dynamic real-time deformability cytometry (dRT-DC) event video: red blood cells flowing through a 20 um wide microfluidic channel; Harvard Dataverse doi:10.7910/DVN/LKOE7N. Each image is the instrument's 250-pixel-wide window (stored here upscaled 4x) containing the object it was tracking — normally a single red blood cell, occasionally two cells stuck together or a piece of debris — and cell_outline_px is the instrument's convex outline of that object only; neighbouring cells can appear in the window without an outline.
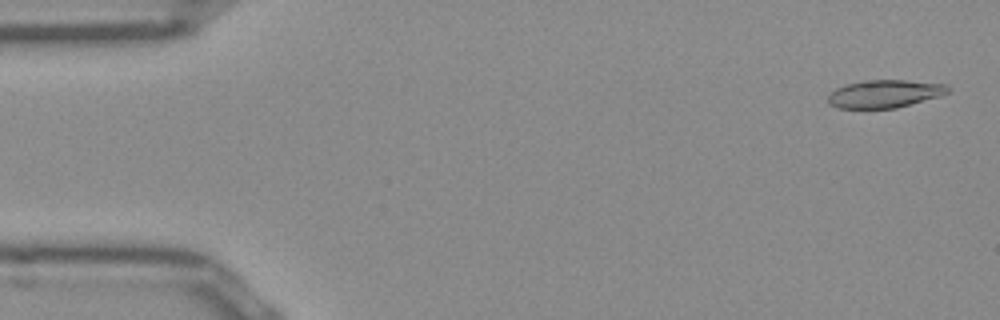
{"species": "Egyptian fruit bat (a non-hibernating species)", "species_latin": "Rousettus aegyptiacus", "temperature_condition": "room temperature", "stored_images_in_passage": 51, "camera_frame_rate_fps": 3000, "um_per_image_px": 0.085, "frame": {"image": 1, "passage_image": 2, "time_ms": 0.333, "image_size_px": [1000, 320], "cell_outline_px": [[948, 92], [940, 96], [896, 108], [840, 108], [828, 104], [828, 96], [836, 88], [848, 84], [864, 80], [904, 80], [944, 84], [948, 88]], "centroid_in_image_um": [75.17, 7.97], "position_along_channel_um": 9.8, "area_um2": 19.19}}
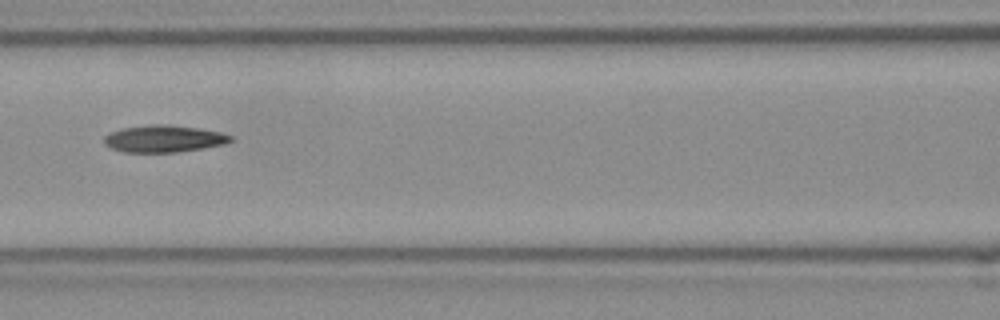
{"frame": {"image": 2, "passage_image": 22, "time_ms": 7.0, "image_size_px": [1000, 320], "cell_outline_px": [[232, 140], [224, 144], [204, 148], [176, 152], [124, 152], [112, 148], [104, 144], [104, 136], [120, 128], [152, 124], [172, 124], [200, 128], [220, 132], [232, 136]], "centroid_in_image_um": [13.93, 11.78], "position_along_channel_um": 152.7, "area_um2": 20.0}}
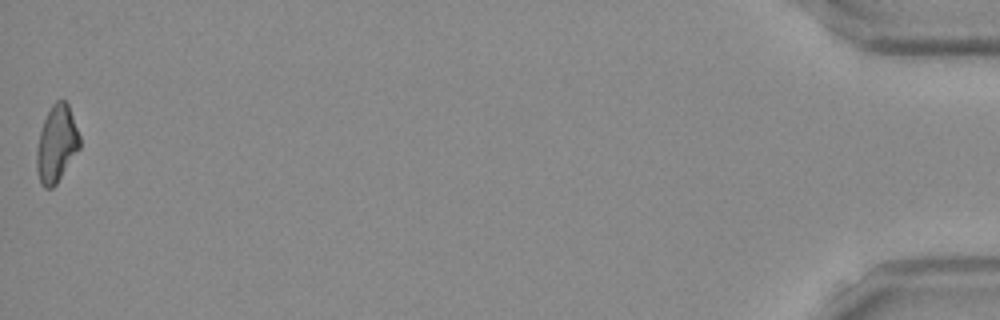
{"frame": {"image": 3, "passage_image": 51, "time_ms": 16.667, "image_size_px": [1000, 320], "cell_outline_px": [[80, 148], [56, 184], [52, 188], [44, 188], [40, 184], [36, 168], [36, 148], [40, 132], [44, 120], [52, 104], [56, 100], [64, 100], [68, 104], [80, 136]], "centroid_in_image_um": [4.8, 12.25], "position_along_channel_um": 430.4, "area_um2": 19.25}, "authors_computed_cell_mechanics": {"area_um2": 19.8254, "velocity_mm_per_s": 3.9375, "shape_relaxation_time_tau1_ms": null, "shape_relaxation_time_tau2_ms": 10.4874, "deformation_change_tau1": null, "deformation_change_tau2": 0.2228}}